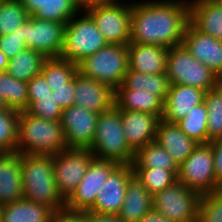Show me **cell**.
I'll return each mask as SVG.
<instances>
[{"instance_id": "6da1fadb", "label": "cell", "mask_w": 222, "mask_h": 222, "mask_svg": "<svg viewBox=\"0 0 222 222\" xmlns=\"http://www.w3.org/2000/svg\"><path fill=\"white\" fill-rule=\"evenodd\" d=\"M188 22L189 0H134L130 43L170 49L182 44Z\"/></svg>"}, {"instance_id": "7a4b0ae2", "label": "cell", "mask_w": 222, "mask_h": 222, "mask_svg": "<svg viewBox=\"0 0 222 222\" xmlns=\"http://www.w3.org/2000/svg\"><path fill=\"white\" fill-rule=\"evenodd\" d=\"M23 198L51 209H65L54 178L53 156L21 154Z\"/></svg>"}, {"instance_id": "3957f363", "label": "cell", "mask_w": 222, "mask_h": 222, "mask_svg": "<svg viewBox=\"0 0 222 222\" xmlns=\"http://www.w3.org/2000/svg\"><path fill=\"white\" fill-rule=\"evenodd\" d=\"M66 148L61 121L45 120L26 111L19 112L16 152L54 156Z\"/></svg>"}, {"instance_id": "277c9868", "label": "cell", "mask_w": 222, "mask_h": 222, "mask_svg": "<svg viewBox=\"0 0 222 222\" xmlns=\"http://www.w3.org/2000/svg\"><path fill=\"white\" fill-rule=\"evenodd\" d=\"M90 150L98 159L113 161L118 165L133 163L135 152L125 139L120 111L115 105L99 114Z\"/></svg>"}, {"instance_id": "5b68a950", "label": "cell", "mask_w": 222, "mask_h": 222, "mask_svg": "<svg viewBox=\"0 0 222 222\" xmlns=\"http://www.w3.org/2000/svg\"><path fill=\"white\" fill-rule=\"evenodd\" d=\"M107 44L92 17L85 10L79 11L65 25L60 58L78 65Z\"/></svg>"}, {"instance_id": "8992f818", "label": "cell", "mask_w": 222, "mask_h": 222, "mask_svg": "<svg viewBox=\"0 0 222 222\" xmlns=\"http://www.w3.org/2000/svg\"><path fill=\"white\" fill-rule=\"evenodd\" d=\"M129 69L128 46L107 44L78 64V72L116 90Z\"/></svg>"}, {"instance_id": "52a82bcc", "label": "cell", "mask_w": 222, "mask_h": 222, "mask_svg": "<svg viewBox=\"0 0 222 222\" xmlns=\"http://www.w3.org/2000/svg\"><path fill=\"white\" fill-rule=\"evenodd\" d=\"M166 75L170 84L192 86L206 92L222 80L195 59L183 44L168 49Z\"/></svg>"}, {"instance_id": "ba28073f", "label": "cell", "mask_w": 222, "mask_h": 222, "mask_svg": "<svg viewBox=\"0 0 222 222\" xmlns=\"http://www.w3.org/2000/svg\"><path fill=\"white\" fill-rule=\"evenodd\" d=\"M126 1L112 0L85 10L108 44L130 43L132 2Z\"/></svg>"}, {"instance_id": "9c48e42d", "label": "cell", "mask_w": 222, "mask_h": 222, "mask_svg": "<svg viewBox=\"0 0 222 222\" xmlns=\"http://www.w3.org/2000/svg\"><path fill=\"white\" fill-rule=\"evenodd\" d=\"M177 180L201 195L216 192L214 157L210 143L198 144L179 165Z\"/></svg>"}, {"instance_id": "30bf717a", "label": "cell", "mask_w": 222, "mask_h": 222, "mask_svg": "<svg viewBox=\"0 0 222 222\" xmlns=\"http://www.w3.org/2000/svg\"><path fill=\"white\" fill-rule=\"evenodd\" d=\"M201 197L177 181L152 196V209L173 222H198Z\"/></svg>"}, {"instance_id": "8fae6325", "label": "cell", "mask_w": 222, "mask_h": 222, "mask_svg": "<svg viewBox=\"0 0 222 222\" xmlns=\"http://www.w3.org/2000/svg\"><path fill=\"white\" fill-rule=\"evenodd\" d=\"M93 158L89 148H66L53 156L54 178L64 201L78 187Z\"/></svg>"}, {"instance_id": "7c38bea8", "label": "cell", "mask_w": 222, "mask_h": 222, "mask_svg": "<svg viewBox=\"0 0 222 222\" xmlns=\"http://www.w3.org/2000/svg\"><path fill=\"white\" fill-rule=\"evenodd\" d=\"M65 24L38 19L34 16L22 24V37L27 48L42 53L46 58H59L64 44Z\"/></svg>"}, {"instance_id": "4fadbf2b", "label": "cell", "mask_w": 222, "mask_h": 222, "mask_svg": "<svg viewBox=\"0 0 222 222\" xmlns=\"http://www.w3.org/2000/svg\"><path fill=\"white\" fill-rule=\"evenodd\" d=\"M117 166L118 164L113 161L94 157L78 187L65 201V209L74 212H88L94 206L103 183Z\"/></svg>"}, {"instance_id": "5bb4252c", "label": "cell", "mask_w": 222, "mask_h": 222, "mask_svg": "<svg viewBox=\"0 0 222 222\" xmlns=\"http://www.w3.org/2000/svg\"><path fill=\"white\" fill-rule=\"evenodd\" d=\"M98 116L76 104L63 109L61 125L67 148H91Z\"/></svg>"}, {"instance_id": "9a60e30c", "label": "cell", "mask_w": 222, "mask_h": 222, "mask_svg": "<svg viewBox=\"0 0 222 222\" xmlns=\"http://www.w3.org/2000/svg\"><path fill=\"white\" fill-rule=\"evenodd\" d=\"M132 165H118L107 177L88 212L117 216L123 205L127 184L133 176Z\"/></svg>"}, {"instance_id": "2e32d148", "label": "cell", "mask_w": 222, "mask_h": 222, "mask_svg": "<svg viewBox=\"0 0 222 222\" xmlns=\"http://www.w3.org/2000/svg\"><path fill=\"white\" fill-rule=\"evenodd\" d=\"M182 44L222 80V41L207 35L188 22Z\"/></svg>"}, {"instance_id": "e0dca14e", "label": "cell", "mask_w": 222, "mask_h": 222, "mask_svg": "<svg viewBox=\"0 0 222 222\" xmlns=\"http://www.w3.org/2000/svg\"><path fill=\"white\" fill-rule=\"evenodd\" d=\"M74 97V104L100 114L114 105L115 90L77 72L74 76Z\"/></svg>"}, {"instance_id": "ac0fdd59", "label": "cell", "mask_w": 222, "mask_h": 222, "mask_svg": "<svg viewBox=\"0 0 222 222\" xmlns=\"http://www.w3.org/2000/svg\"><path fill=\"white\" fill-rule=\"evenodd\" d=\"M119 111L125 139L134 152L155 141L156 130L160 121L156 114L129 110Z\"/></svg>"}, {"instance_id": "d6986e66", "label": "cell", "mask_w": 222, "mask_h": 222, "mask_svg": "<svg viewBox=\"0 0 222 222\" xmlns=\"http://www.w3.org/2000/svg\"><path fill=\"white\" fill-rule=\"evenodd\" d=\"M206 91L183 84H170L164 102L162 118L167 122L177 123L195 106L204 102Z\"/></svg>"}, {"instance_id": "ffe728a7", "label": "cell", "mask_w": 222, "mask_h": 222, "mask_svg": "<svg viewBox=\"0 0 222 222\" xmlns=\"http://www.w3.org/2000/svg\"><path fill=\"white\" fill-rule=\"evenodd\" d=\"M129 69L144 74L166 73L168 49L150 44L129 43Z\"/></svg>"}, {"instance_id": "44dd1931", "label": "cell", "mask_w": 222, "mask_h": 222, "mask_svg": "<svg viewBox=\"0 0 222 222\" xmlns=\"http://www.w3.org/2000/svg\"><path fill=\"white\" fill-rule=\"evenodd\" d=\"M21 154L0 152V204L23 198Z\"/></svg>"}, {"instance_id": "7402d4cb", "label": "cell", "mask_w": 222, "mask_h": 222, "mask_svg": "<svg viewBox=\"0 0 222 222\" xmlns=\"http://www.w3.org/2000/svg\"><path fill=\"white\" fill-rule=\"evenodd\" d=\"M157 142L163 147L180 165L198 145L193 139H190L179 127L177 123L167 122L160 119L156 130Z\"/></svg>"}, {"instance_id": "603a6c76", "label": "cell", "mask_w": 222, "mask_h": 222, "mask_svg": "<svg viewBox=\"0 0 222 222\" xmlns=\"http://www.w3.org/2000/svg\"><path fill=\"white\" fill-rule=\"evenodd\" d=\"M189 22L222 41V7L215 0H189Z\"/></svg>"}, {"instance_id": "cb8c5ba5", "label": "cell", "mask_w": 222, "mask_h": 222, "mask_svg": "<svg viewBox=\"0 0 222 222\" xmlns=\"http://www.w3.org/2000/svg\"><path fill=\"white\" fill-rule=\"evenodd\" d=\"M152 209V195L133 175L127 184L125 199L117 217L123 222H139Z\"/></svg>"}, {"instance_id": "d4e9b609", "label": "cell", "mask_w": 222, "mask_h": 222, "mask_svg": "<svg viewBox=\"0 0 222 222\" xmlns=\"http://www.w3.org/2000/svg\"><path fill=\"white\" fill-rule=\"evenodd\" d=\"M54 210L21 198L1 206V222H51Z\"/></svg>"}, {"instance_id": "484cf974", "label": "cell", "mask_w": 222, "mask_h": 222, "mask_svg": "<svg viewBox=\"0 0 222 222\" xmlns=\"http://www.w3.org/2000/svg\"><path fill=\"white\" fill-rule=\"evenodd\" d=\"M114 105L119 110L156 114L160 119L164 110V102L158 96L140 89H116Z\"/></svg>"}, {"instance_id": "4316f807", "label": "cell", "mask_w": 222, "mask_h": 222, "mask_svg": "<svg viewBox=\"0 0 222 222\" xmlns=\"http://www.w3.org/2000/svg\"><path fill=\"white\" fill-rule=\"evenodd\" d=\"M170 83L166 73L144 74L128 69L123 83L117 89H140L151 92L165 102Z\"/></svg>"}, {"instance_id": "83f0119b", "label": "cell", "mask_w": 222, "mask_h": 222, "mask_svg": "<svg viewBox=\"0 0 222 222\" xmlns=\"http://www.w3.org/2000/svg\"><path fill=\"white\" fill-rule=\"evenodd\" d=\"M46 59L42 53L27 48L9 59L6 71L16 80L28 82L41 73Z\"/></svg>"}, {"instance_id": "f1b7e54d", "label": "cell", "mask_w": 222, "mask_h": 222, "mask_svg": "<svg viewBox=\"0 0 222 222\" xmlns=\"http://www.w3.org/2000/svg\"><path fill=\"white\" fill-rule=\"evenodd\" d=\"M132 168H157L178 174L179 165L172 156L157 142H151L135 152Z\"/></svg>"}, {"instance_id": "f546056e", "label": "cell", "mask_w": 222, "mask_h": 222, "mask_svg": "<svg viewBox=\"0 0 222 222\" xmlns=\"http://www.w3.org/2000/svg\"><path fill=\"white\" fill-rule=\"evenodd\" d=\"M0 94L9 109L21 112L28 108L27 82L16 80L7 71L0 73Z\"/></svg>"}, {"instance_id": "4dcf8cb0", "label": "cell", "mask_w": 222, "mask_h": 222, "mask_svg": "<svg viewBox=\"0 0 222 222\" xmlns=\"http://www.w3.org/2000/svg\"><path fill=\"white\" fill-rule=\"evenodd\" d=\"M78 72V65L69 60L59 58H47L42 66L41 73L50 86L53 88L66 87V84Z\"/></svg>"}, {"instance_id": "1f68e13d", "label": "cell", "mask_w": 222, "mask_h": 222, "mask_svg": "<svg viewBox=\"0 0 222 222\" xmlns=\"http://www.w3.org/2000/svg\"><path fill=\"white\" fill-rule=\"evenodd\" d=\"M207 115V106L205 102H202L192 108L177 124L190 139L198 144H205L208 143Z\"/></svg>"}, {"instance_id": "d6a6232c", "label": "cell", "mask_w": 222, "mask_h": 222, "mask_svg": "<svg viewBox=\"0 0 222 222\" xmlns=\"http://www.w3.org/2000/svg\"><path fill=\"white\" fill-rule=\"evenodd\" d=\"M207 106L208 143L222 139V81L213 89H209L204 96Z\"/></svg>"}, {"instance_id": "836d02e7", "label": "cell", "mask_w": 222, "mask_h": 222, "mask_svg": "<svg viewBox=\"0 0 222 222\" xmlns=\"http://www.w3.org/2000/svg\"><path fill=\"white\" fill-rule=\"evenodd\" d=\"M133 174L152 196L178 181L173 171L163 168H133Z\"/></svg>"}, {"instance_id": "e575fe53", "label": "cell", "mask_w": 222, "mask_h": 222, "mask_svg": "<svg viewBox=\"0 0 222 222\" xmlns=\"http://www.w3.org/2000/svg\"><path fill=\"white\" fill-rule=\"evenodd\" d=\"M29 15L20 0H4L0 4V37L14 32Z\"/></svg>"}, {"instance_id": "d590c367", "label": "cell", "mask_w": 222, "mask_h": 222, "mask_svg": "<svg viewBox=\"0 0 222 222\" xmlns=\"http://www.w3.org/2000/svg\"><path fill=\"white\" fill-rule=\"evenodd\" d=\"M19 112L0 109V152H16Z\"/></svg>"}, {"instance_id": "8d00e7d4", "label": "cell", "mask_w": 222, "mask_h": 222, "mask_svg": "<svg viewBox=\"0 0 222 222\" xmlns=\"http://www.w3.org/2000/svg\"><path fill=\"white\" fill-rule=\"evenodd\" d=\"M27 113L45 120L61 121L63 109L57 103L55 91L44 96H28Z\"/></svg>"}, {"instance_id": "74e56055", "label": "cell", "mask_w": 222, "mask_h": 222, "mask_svg": "<svg viewBox=\"0 0 222 222\" xmlns=\"http://www.w3.org/2000/svg\"><path fill=\"white\" fill-rule=\"evenodd\" d=\"M79 8L73 0H45V7L33 15L42 20L67 22L79 12Z\"/></svg>"}, {"instance_id": "f35d334b", "label": "cell", "mask_w": 222, "mask_h": 222, "mask_svg": "<svg viewBox=\"0 0 222 222\" xmlns=\"http://www.w3.org/2000/svg\"><path fill=\"white\" fill-rule=\"evenodd\" d=\"M198 222H222V194L218 191L202 195Z\"/></svg>"}, {"instance_id": "ab89813d", "label": "cell", "mask_w": 222, "mask_h": 222, "mask_svg": "<svg viewBox=\"0 0 222 222\" xmlns=\"http://www.w3.org/2000/svg\"><path fill=\"white\" fill-rule=\"evenodd\" d=\"M25 49H27V45L24 37H22V25L14 32L0 37V50L8 59L13 58Z\"/></svg>"}, {"instance_id": "60d3db41", "label": "cell", "mask_w": 222, "mask_h": 222, "mask_svg": "<svg viewBox=\"0 0 222 222\" xmlns=\"http://www.w3.org/2000/svg\"><path fill=\"white\" fill-rule=\"evenodd\" d=\"M55 98L62 109L74 105V77L66 84V87L53 88Z\"/></svg>"}, {"instance_id": "b9f144b4", "label": "cell", "mask_w": 222, "mask_h": 222, "mask_svg": "<svg viewBox=\"0 0 222 222\" xmlns=\"http://www.w3.org/2000/svg\"><path fill=\"white\" fill-rule=\"evenodd\" d=\"M28 96H44L51 92L50 86L47 84L42 73L34 76L27 82Z\"/></svg>"}, {"instance_id": "7bdbcfd3", "label": "cell", "mask_w": 222, "mask_h": 222, "mask_svg": "<svg viewBox=\"0 0 222 222\" xmlns=\"http://www.w3.org/2000/svg\"><path fill=\"white\" fill-rule=\"evenodd\" d=\"M51 222H88V212H74L63 209L54 212Z\"/></svg>"}, {"instance_id": "ee69618b", "label": "cell", "mask_w": 222, "mask_h": 222, "mask_svg": "<svg viewBox=\"0 0 222 222\" xmlns=\"http://www.w3.org/2000/svg\"><path fill=\"white\" fill-rule=\"evenodd\" d=\"M210 145L214 157L215 179L220 185L222 183V139H216L210 142Z\"/></svg>"}, {"instance_id": "f6af8a7d", "label": "cell", "mask_w": 222, "mask_h": 222, "mask_svg": "<svg viewBox=\"0 0 222 222\" xmlns=\"http://www.w3.org/2000/svg\"><path fill=\"white\" fill-rule=\"evenodd\" d=\"M29 16H33L39 8L45 7V0H20Z\"/></svg>"}, {"instance_id": "bcb514c9", "label": "cell", "mask_w": 222, "mask_h": 222, "mask_svg": "<svg viewBox=\"0 0 222 222\" xmlns=\"http://www.w3.org/2000/svg\"><path fill=\"white\" fill-rule=\"evenodd\" d=\"M88 222H123L117 216L100 215L94 212H88Z\"/></svg>"}, {"instance_id": "7dc6e473", "label": "cell", "mask_w": 222, "mask_h": 222, "mask_svg": "<svg viewBox=\"0 0 222 222\" xmlns=\"http://www.w3.org/2000/svg\"><path fill=\"white\" fill-rule=\"evenodd\" d=\"M139 222H173L156 210L151 209Z\"/></svg>"}, {"instance_id": "c3c4849f", "label": "cell", "mask_w": 222, "mask_h": 222, "mask_svg": "<svg viewBox=\"0 0 222 222\" xmlns=\"http://www.w3.org/2000/svg\"><path fill=\"white\" fill-rule=\"evenodd\" d=\"M80 11L87 10L95 5L104 4L112 0H73Z\"/></svg>"}, {"instance_id": "681fc988", "label": "cell", "mask_w": 222, "mask_h": 222, "mask_svg": "<svg viewBox=\"0 0 222 222\" xmlns=\"http://www.w3.org/2000/svg\"><path fill=\"white\" fill-rule=\"evenodd\" d=\"M8 63H9V59L0 50V73L6 71Z\"/></svg>"}, {"instance_id": "f907efd6", "label": "cell", "mask_w": 222, "mask_h": 222, "mask_svg": "<svg viewBox=\"0 0 222 222\" xmlns=\"http://www.w3.org/2000/svg\"><path fill=\"white\" fill-rule=\"evenodd\" d=\"M5 108H8L7 104H6L3 96L0 94V109H5Z\"/></svg>"}, {"instance_id": "816d5d0a", "label": "cell", "mask_w": 222, "mask_h": 222, "mask_svg": "<svg viewBox=\"0 0 222 222\" xmlns=\"http://www.w3.org/2000/svg\"><path fill=\"white\" fill-rule=\"evenodd\" d=\"M218 192L222 194V183L219 186Z\"/></svg>"}, {"instance_id": "f5cc1de1", "label": "cell", "mask_w": 222, "mask_h": 222, "mask_svg": "<svg viewBox=\"0 0 222 222\" xmlns=\"http://www.w3.org/2000/svg\"><path fill=\"white\" fill-rule=\"evenodd\" d=\"M222 7V0H215Z\"/></svg>"}, {"instance_id": "db71d44e", "label": "cell", "mask_w": 222, "mask_h": 222, "mask_svg": "<svg viewBox=\"0 0 222 222\" xmlns=\"http://www.w3.org/2000/svg\"><path fill=\"white\" fill-rule=\"evenodd\" d=\"M1 206H2V205L0 204V222H1Z\"/></svg>"}]
</instances>
